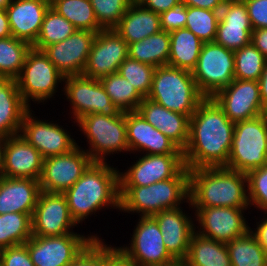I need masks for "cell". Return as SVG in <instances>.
<instances>
[{
    "mask_svg": "<svg viewBox=\"0 0 267 266\" xmlns=\"http://www.w3.org/2000/svg\"><path fill=\"white\" fill-rule=\"evenodd\" d=\"M108 162H93L63 194L77 225L106 208L120 210L119 170Z\"/></svg>",
    "mask_w": 267,
    "mask_h": 266,
    "instance_id": "7a4b0ae2",
    "label": "cell"
},
{
    "mask_svg": "<svg viewBox=\"0 0 267 266\" xmlns=\"http://www.w3.org/2000/svg\"><path fill=\"white\" fill-rule=\"evenodd\" d=\"M3 266H35L25 243L0 250Z\"/></svg>",
    "mask_w": 267,
    "mask_h": 266,
    "instance_id": "bcb514c9",
    "label": "cell"
},
{
    "mask_svg": "<svg viewBox=\"0 0 267 266\" xmlns=\"http://www.w3.org/2000/svg\"><path fill=\"white\" fill-rule=\"evenodd\" d=\"M11 3L12 0H0V10H6Z\"/></svg>",
    "mask_w": 267,
    "mask_h": 266,
    "instance_id": "6f0895ef",
    "label": "cell"
},
{
    "mask_svg": "<svg viewBox=\"0 0 267 266\" xmlns=\"http://www.w3.org/2000/svg\"><path fill=\"white\" fill-rule=\"evenodd\" d=\"M95 32L77 29L64 41L48 45L43 52L64 76L83 74Z\"/></svg>",
    "mask_w": 267,
    "mask_h": 266,
    "instance_id": "ffe728a7",
    "label": "cell"
},
{
    "mask_svg": "<svg viewBox=\"0 0 267 266\" xmlns=\"http://www.w3.org/2000/svg\"><path fill=\"white\" fill-rule=\"evenodd\" d=\"M235 123L212 98H205L190 117L189 140L183 151L188 169L225 167Z\"/></svg>",
    "mask_w": 267,
    "mask_h": 266,
    "instance_id": "6da1fadb",
    "label": "cell"
},
{
    "mask_svg": "<svg viewBox=\"0 0 267 266\" xmlns=\"http://www.w3.org/2000/svg\"><path fill=\"white\" fill-rule=\"evenodd\" d=\"M99 235L69 233L61 236H31L25 244L35 266H69Z\"/></svg>",
    "mask_w": 267,
    "mask_h": 266,
    "instance_id": "7c38bea8",
    "label": "cell"
},
{
    "mask_svg": "<svg viewBox=\"0 0 267 266\" xmlns=\"http://www.w3.org/2000/svg\"><path fill=\"white\" fill-rule=\"evenodd\" d=\"M0 266H3V263H2V259H1V257H0Z\"/></svg>",
    "mask_w": 267,
    "mask_h": 266,
    "instance_id": "94428289",
    "label": "cell"
},
{
    "mask_svg": "<svg viewBox=\"0 0 267 266\" xmlns=\"http://www.w3.org/2000/svg\"><path fill=\"white\" fill-rule=\"evenodd\" d=\"M22 99L15 79L0 82V137L18 135L25 113L30 109Z\"/></svg>",
    "mask_w": 267,
    "mask_h": 266,
    "instance_id": "83f0119b",
    "label": "cell"
},
{
    "mask_svg": "<svg viewBox=\"0 0 267 266\" xmlns=\"http://www.w3.org/2000/svg\"><path fill=\"white\" fill-rule=\"evenodd\" d=\"M253 30L267 28V0H243Z\"/></svg>",
    "mask_w": 267,
    "mask_h": 266,
    "instance_id": "7dc6e473",
    "label": "cell"
},
{
    "mask_svg": "<svg viewBox=\"0 0 267 266\" xmlns=\"http://www.w3.org/2000/svg\"><path fill=\"white\" fill-rule=\"evenodd\" d=\"M32 236L53 237L77 233L63 193L40 191L35 210L31 216Z\"/></svg>",
    "mask_w": 267,
    "mask_h": 266,
    "instance_id": "e0dca14e",
    "label": "cell"
},
{
    "mask_svg": "<svg viewBox=\"0 0 267 266\" xmlns=\"http://www.w3.org/2000/svg\"><path fill=\"white\" fill-rule=\"evenodd\" d=\"M98 25L103 30L115 29L126 13L127 0H90Z\"/></svg>",
    "mask_w": 267,
    "mask_h": 266,
    "instance_id": "b9f144b4",
    "label": "cell"
},
{
    "mask_svg": "<svg viewBox=\"0 0 267 266\" xmlns=\"http://www.w3.org/2000/svg\"><path fill=\"white\" fill-rule=\"evenodd\" d=\"M184 262L187 266H232L226 243L196 232L191 237Z\"/></svg>",
    "mask_w": 267,
    "mask_h": 266,
    "instance_id": "f546056e",
    "label": "cell"
},
{
    "mask_svg": "<svg viewBox=\"0 0 267 266\" xmlns=\"http://www.w3.org/2000/svg\"><path fill=\"white\" fill-rule=\"evenodd\" d=\"M23 101L30 107L31 100L36 104L47 102L58 92L64 76L49 60L43 50L31 48L25 58L19 76L15 79ZM30 104V105H29Z\"/></svg>",
    "mask_w": 267,
    "mask_h": 266,
    "instance_id": "ba28073f",
    "label": "cell"
},
{
    "mask_svg": "<svg viewBox=\"0 0 267 266\" xmlns=\"http://www.w3.org/2000/svg\"><path fill=\"white\" fill-rule=\"evenodd\" d=\"M220 11L187 6L185 28L193 32L202 42H214Z\"/></svg>",
    "mask_w": 267,
    "mask_h": 266,
    "instance_id": "f35d334b",
    "label": "cell"
},
{
    "mask_svg": "<svg viewBox=\"0 0 267 266\" xmlns=\"http://www.w3.org/2000/svg\"><path fill=\"white\" fill-rule=\"evenodd\" d=\"M264 214L265 216L261 218L262 220L259 222L256 220V228L252 230L250 227L249 231L267 252V213Z\"/></svg>",
    "mask_w": 267,
    "mask_h": 266,
    "instance_id": "f907efd6",
    "label": "cell"
},
{
    "mask_svg": "<svg viewBox=\"0 0 267 266\" xmlns=\"http://www.w3.org/2000/svg\"><path fill=\"white\" fill-rule=\"evenodd\" d=\"M74 123L87 138L89 149H84L94 162H106L108 155L129 152L126 134V112L118 116L100 113L87 114Z\"/></svg>",
    "mask_w": 267,
    "mask_h": 266,
    "instance_id": "52a82bcc",
    "label": "cell"
},
{
    "mask_svg": "<svg viewBox=\"0 0 267 266\" xmlns=\"http://www.w3.org/2000/svg\"><path fill=\"white\" fill-rule=\"evenodd\" d=\"M253 27L243 0H226L220 10L215 43L237 50L251 43Z\"/></svg>",
    "mask_w": 267,
    "mask_h": 266,
    "instance_id": "44dd1931",
    "label": "cell"
},
{
    "mask_svg": "<svg viewBox=\"0 0 267 266\" xmlns=\"http://www.w3.org/2000/svg\"><path fill=\"white\" fill-rule=\"evenodd\" d=\"M234 70V51L208 42L203 43L192 76L200 93L205 98H212L235 79Z\"/></svg>",
    "mask_w": 267,
    "mask_h": 266,
    "instance_id": "9c48e42d",
    "label": "cell"
},
{
    "mask_svg": "<svg viewBox=\"0 0 267 266\" xmlns=\"http://www.w3.org/2000/svg\"><path fill=\"white\" fill-rule=\"evenodd\" d=\"M42 1H45L48 4L52 5L56 0H42Z\"/></svg>",
    "mask_w": 267,
    "mask_h": 266,
    "instance_id": "91938a15",
    "label": "cell"
},
{
    "mask_svg": "<svg viewBox=\"0 0 267 266\" xmlns=\"http://www.w3.org/2000/svg\"><path fill=\"white\" fill-rule=\"evenodd\" d=\"M50 6L42 0H12L6 9L12 36L32 46Z\"/></svg>",
    "mask_w": 267,
    "mask_h": 266,
    "instance_id": "d4e9b609",
    "label": "cell"
},
{
    "mask_svg": "<svg viewBox=\"0 0 267 266\" xmlns=\"http://www.w3.org/2000/svg\"><path fill=\"white\" fill-rule=\"evenodd\" d=\"M267 165V114L235 123L225 168L248 173Z\"/></svg>",
    "mask_w": 267,
    "mask_h": 266,
    "instance_id": "8992f818",
    "label": "cell"
},
{
    "mask_svg": "<svg viewBox=\"0 0 267 266\" xmlns=\"http://www.w3.org/2000/svg\"><path fill=\"white\" fill-rule=\"evenodd\" d=\"M136 111L184 151L189 140V116L168 110L148 98H144Z\"/></svg>",
    "mask_w": 267,
    "mask_h": 266,
    "instance_id": "484cf974",
    "label": "cell"
},
{
    "mask_svg": "<svg viewBox=\"0 0 267 266\" xmlns=\"http://www.w3.org/2000/svg\"><path fill=\"white\" fill-rule=\"evenodd\" d=\"M251 43L267 58V28L253 30Z\"/></svg>",
    "mask_w": 267,
    "mask_h": 266,
    "instance_id": "f5cc1de1",
    "label": "cell"
},
{
    "mask_svg": "<svg viewBox=\"0 0 267 266\" xmlns=\"http://www.w3.org/2000/svg\"><path fill=\"white\" fill-rule=\"evenodd\" d=\"M190 207L250 208L247 174L225 167L189 169Z\"/></svg>",
    "mask_w": 267,
    "mask_h": 266,
    "instance_id": "3957f363",
    "label": "cell"
},
{
    "mask_svg": "<svg viewBox=\"0 0 267 266\" xmlns=\"http://www.w3.org/2000/svg\"><path fill=\"white\" fill-rule=\"evenodd\" d=\"M234 58L235 79L258 81L267 58L252 43L235 50Z\"/></svg>",
    "mask_w": 267,
    "mask_h": 266,
    "instance_id": "ab89813d",
    "label": "cell"
},
{
    "mask_svg": "<svg viewBox=\"0 0 267 266\" xmlns=\"http://www.w3.org/2000/svg\"><path fill=\"white\" fill-rule=\"evenodd\" d=\"M117 248L140 266H165L176 261L166 249L162 232L152 216L139 217L129 246Z\"/></svg>",
    "mask_w": 267,
    "mask_h": 266,
    "instance_id": "8fae6325",
    "label": "cell"
},
{
    "mask_svg": "<svg viewBox=\"0 0 267 266\" xmlns=\"http://www.w3.org/2000/svg\"><path fill=\"white\" fill-rule=\"evenodd\" d=\"M203 43L186 28L171 31L168 65L192 72L196 67Z\"/></svg>",
    "mask_w": 267,
    "mask_h": 266,
    "instance_id": "4dcf8cb0",
    "label": "cell"
},
{
    "mask_svg": "<svg viewBox=\"0 0 267 266\" xmlns=\"http://www.w3.org/2000/svg\"><path fill=\"white\" fill-rule=\"evenodd\" d=\"M109 266H140L124 256L114 245H109Z\"/></svg>",
    "mask_w": 267,
    "mask_h": 266,
    "instance_id": "681fc988",
    "label": "cell"
},
{
    "mask_svg": "<svg viewBox=\"0 0 267 266\" xmlns=\"http://www.w3.org/2000/svg\"><path fill=\"white\" fill-rule=\"evenodd\" d=\"M93 162L79 145L69 153L45 158L39 180L40 190L49 193H64Z\"/></svg>",
    "mask_w": 267,
    "mask_h": 266,
    "instance_id": "5bb4252c",
    "label": "cell"
},
{
    "mask_svg": "<svg viewBox=\"0 0 267 266\" xmlns=\"http://www.w3.org/2000/svg\"><path fill=\"white\" fill-rule=\"evenodd\" d=\"M126 134L130 154H183L167 136L137 111L126 112Z\"/></svg>",
    "mask_w": 267,
    "mask_h": 266,
    "instance_id": "603a6c76",
    "label": "cell"
},
{
    "mask_svg": "<svg viewBox=\"0 0 267 266\" xmlns=\"http://www.w3.org/2000/svg\"><path fill=\"white\" fill-rule=\"evenodd\" d=\"M260 97L263 105L267 108V59L264 65V70L258 79Z\"/></svg>",
    "mask_w": 267,
    "mask_h": 266,
    "instance_id": "db71d44e",
    "label": "cell"
},
{
    "mask_svg": "<svg viewBox=\"0 0 267 266\" xmlns=\"http://www.w3.org/2000/svg\"><path fill=\"white\" fill-rule=\"evenodd\" d=\"M232 266H266L267 252L250 233L226 243Z\"/></svg>",
    "mask_w": 267,
    "mask_h": 266,
    "instance_id": "836d02e7",
    "label": "cell"
},
{
    "mask_svg": "<svg viewBox=\"0 0 267 266\" xmlns=\"http://www.w3.org/2000/svg\"><path fill=\"white\" fill-rule=\"evenodd\" d=\"M212 99L231 122L237 123L266 114L260 97L258 81L234 79Z\"/></svg>",
    "mask_w": 267,
    "mask_h": 266,
    "instance_id": "2e32d148",
    "label": "cell"
},
{
    "mask_svg": "<svg viewBox=\"0 0 267 266\" xmlns=\"http://www.w3.org/2000/svg\"><path fill=\"white\" fill-rule=\"evenodd\" d=\"M169 54L170 32L164 30L128 44L129 58L153 67L168 65Z\"/></svg>",
    "mask_w": 267,
    "mask_h": 266,
    "instance_id": "1f68e13d",
    "label": "cell"
},
{
    "mask_svg": "<svg viewBox=\"0 0 267 266\" xmlns=\"http://www.w3.org/2000/svg\"><path fill=\"white\" fill-rule=\"evenodd\" d=\"M226 0H181L186 6L220 11Z\"/></svg>",
    "mask_w": 267,
    "mask_h": 266,
    "instance_id": "816d5d0a",
    "label": "cell"
},
{
    "mask_svg": "<svg viewBox=\"0 0 267 266\" xmlns=\"http://www.w3.org/2000/svg\"><path fill=\"white\" fill-rule=\"evenodd\" d=\"M12 36L6 10H0V38Z\"/></svg>",
    "mask_w": 267,
    "mask_h": 266,
    "instance_id": "11a10c76",
    "label": "cell"
},
{
    "mask_svg": "<svg viewBox=\"0 0 267 266\" xmlns=\"http://www.w3.org/2000/svg\"><path fill=\"white\" fill-rule=\"evenodd\" d=\"M143 7L161 14L179 4L181 0H138Z\"/></svg>",
    "mask_w": 267,
    "mask_h": 266,
    "instance_id": "c3c4849f",
    "label": "cell"
},
{
    "mask_svg": "<svg viewBox=\"0 0 267 266\" xmlns=\"http://www.w3.org/2000/svg\"><path fill=\"white\" fill-rule=\"evenodd\" d=\"M39 180L0 177V215L24 213L32 216L40 193Z\"/></svg>",
    "mask_w": 267,
    "mask_h": 266,
    "instance_id": "4316f807",
    "label": "cell"
},
{
    "mask_svg": "<svg viewBox=\"0 0 267 266\" xmlns=\"http://www.w3.org/2000/svg\"><path fill=\"white\" fill-rule=\"evenodd\" d=\"M76 30L77 28L72 23L50 6L44 16L40 33L32 47L43 50L48 45L64 41Z\"/></svg>",
    "mask_w": 267,
    "mask_h": 266,
    "instance_id": "74e56055",
    "label": "cell"
},
{
    "mask_svg": "<svg viewBox=\"0 0 267 266\" xmlns=\"http://www.w3.org/2000/svg\"><path fill=\"white\" fill-rule=\"evenodd\" d=\"M32 236L30 214L6 213L0 215V250L25 243Z\"/></svg>",
    "mask_w": 267,
    "mask_h": 266,
    "instance_id": "d590c367",
    "label": "cell"
},
{
    "mask_svg": "<svg viewBox=\"0 0 267 266\" xmlns=\"http://www.w3.org/2000/svg\"><path fill=\"white\" fill-rule=\"evenodd\" d=\"M155 69L156 67L127 57L120 64L118 72L123 78L127 79L144 98H147L152 88Z\"/></svg>",
    "mask_w": 267,
    "mask_h": 266,
    "instance_id": "60d3db41",
    "label": "cell"
},
{
    "mask_svg": "<svg viewBox=\"0 0 267 266\" xmlns=\"http://www.w3.org/2000/svg\"><path fill=\"white\" fill-rule=\"evenodd\" d=\"M183 210L182 207L167 209L152 216L162 232L166 249L176 260H184L187 257L196 226L191 215Z\"/></svg>",
    "mask_w": 267,
    "mask_h": 266,
    "instance_id": "cb8c5ba5",
    "label": "cell"
},
{
    "mask_svg": "<svg viewBox=\"0 0 267 266\" xmlns=\"http://www.w3.org/2000/svg\"><path fill=\"white\" fill-rule=\"evenodd\" d=\"M147 98L168 110L189 117L205 99L198 90L191 71L169 65L156 67Z\"/></svg>",
    "mask_w": 267,
    "mask_h": 266,
    "instance_id": "5b68a950",
    "label": "cell"
},
{
    "mask_svg": "<svg viewBox=\"0 0 267 266\" xmlns=\"http://www.w3.org/2000/svg\"><path fill=\"white\" fill-rule=\"evenodd\" d=\"M165 266H187L184 260H176L171 264L165 265Z\"/></svg>",
    "mask_w": 267,
    "mask_h": 266,
    "instance_id": "680465c9",
    "label": "cell"
},
{
    "mask_svg": "<svg viewBox=\"0 0 267 266\" xmlns=\"http://www.w3.org/2000/svg\"><path fill=\"white\" fill-rule=\"evenodd\" d=\"M31 111L30 108L25 113L19 134L35 147L44 159L69 153L78 146L71 133L63 126L53 121L40 120Z\"/></svg>",
    "mask_w": 267,
    "mask_h": 266,
    "instance_id": "9a60e30c",
    "label": "cell"
},
{
    "mask_svg": "<svg viewBox=\"0 0 267 266\" xmlns=\"http://www.w3.org/2000/svg\"><path fill=\"white\" fill-rule=\"evenodd\" d=\"M187 17V6L180 2L171 9L160 14L161 28L171 32L180 28H185Z\"/></svg>",
    "mask_w": 267,
    "mask_h": 266,
    "instance_id": "f6af8a7d",
    "label": "cell"
},
{
    "mask_svg": "<svg viewBox=\"0 0 267 266\" xmlns=\"http://www.w3.org/2000/svg\"><path fill=\"white\" fill-rule=\"evenodd\" d=\"M94 238L69 266H109V244Z\"/></svg>",
    "mask_w": 267,
    "mask_h": 266,
    "instance_id": "ee69618b",
    "label": "cell"
},
{
    "mask_svg": "<svg viewBox=\"0 0 267 266\" xmlns=\"http://www.w3.org/2000/svg\"><path fill=\"white\" fill-rule=\"evenodd\" d=\"M247 181L249 207L267 213V165L249 171Z\"/></svg>",
    "mask_w": 267,
    "mask_h": 266,
    "instance_id": "7bdbcfd3",
    "label": "cell"
},
{
    "mask_svg": "<svg viewBox=\"0 0 267 266\" xmlns=\"http://www.w3.org/2000/svg\"><path fill=\"white\" fill-rule=\"evenodd\" d=\"M44 158L20 134L4 138L3 177L40 180Z\"/></svg>",
    "mask_w": 267,
    "mask_h": 266,
    "instance_id": "7402d4cb",
    "label": "cell"
},
{
    "mask_svg": "<svg viewBox=\"0 0 267 266\" xmlns=\"http://www.w3.org/2000/svg\"><path fill=\"white\" fill-rule=\"evenodd\" d=\"M5 77H3V76H0V82L4 79Z\"/></svg>",
    "mask_w": 267,
    "mask_h": 266,
    "instance_id": "6125c7cd",
    "label": "cell"
},
{
    "mask_svg": "<svg viewBox=\"0 0 267 266\" xmlns=\"http://www.w3.org/2000/svg\"><path fill=\"white\" fill-rule=\"evenodd\" d=\"M127 57L128 44L116 30H100L96 33L82 75L100 80L118 72Z\"/></svg>",
    "mask_w": 267,
    "mask_h": 266,
    "instance_id": "d6986e66",
    "label": "cell"
},
{
    "mask_svg": "<svg viewBox=\"0 0 267 266\" xmlns=\"http://www.w3.org/2000/svg\"><path fill=\"white\" fill-rule=\"evenodd\" d=\"M111 101L122 112L136 111L144 97L138 90L123 78L119 72H115L100 79Z\"/></svg>",
    "mask_w": 267,
    "mask_h": 266,
    "instance_id": "d6a6232c",
    "label": "cell"
},
{
    "mask_svg": "<svg viewBox=\"0 0 267 266\" xmlns=\"http://www.w3.org/2000/svg\"><path fill=\"white\" fill-rule=\"evenodd\" d=\"M32 46L13 36L0 38V76L16 79Z\"/></svg>",
    "mask_w": 267,
    "mask_h": 266,
    "instance_id": "8d00e7d4",
    "label": "cell"
},
{
    "mask_svg": "<svg viewBox=\"0 0 267 266\" xmlns=\"http://www.w3.org/2000/svg\"><path fill=\"white\" fill-rule=\"evenodd\" d=\"M115 30L127 44L138 42L162 30L160 14L138 2L130 3Z\"/></svg>",
    "mask_w": 267,
    "mask_h": 266,
    "instance_id": "f1b7e54d",
    "label": "cell"
},
{
    "mask_svg": "<svg viewBox=\"0 0 267 266\" xmlns=\"http://www.w3.org/2000/svg\"><path fill=\"white\" fill-rule=\"evenodd\" d=\"M51 7L79 30L95 33L103 30L98 25L90 0H56Z\"/></svg>",
    "mask_w": 267,
    "mask_h": 266,
    "instance_id": "e575fe53",
    "label": "cell"
},
{
    "mask_svg": "<svg viewBox=\"0 0 267 266\" xmlns=\"http://www.w3.org/2000/svg\"><path fill=\"white\" fill-rule=\"evenodd\" d=\"M185 167L183 154H143L124 172L120 186H148L175 177Z\"/></svg>",
    "mask_w": 267,
    "mask_h": 266,
    "instance_id": "ac0fdd59",
    "label": "cell"
},
{
    "mask_svg": "<svg viewBox=\"0 0 267 266\" xmlns=\"http://www.w3.org/2000/svg\"><path fill=\"white\" fill-rule=\"evenodd\" d=\"M63 90L70 101V113L77 121L87 114L100 113L105 116H118L122 113L106 93L100 80L84 75L64 77Z\"/></svg>",
    "mask_w": 267,
    "mask_h": 266,
    "instance_id": "30bf717a",
    "label": "cell"
},
{
    "mask_svg": "<svg viewBox=\"0 0 267 266\" xmlns=\"http://www.w3.org/2000/svg\"><path fill=\"white\" fill-rule=\"evenodd\" d=\"M185 202L189 203V169L186 166L168 180L148 186H120L121 213L154 216L163 210L181 207Z\"/></svg>",
    "mask_w": 267,
    "mask_h": 266,
    "instance_id": "277c9868",
    "label": "cell"
},
{
    "mask_svg": "<svg viewBox=\"0 0 267 266\" xmlns=\"http://www.w3.org/2000/svg\"><path fill=\"white\" fill-rule=\"evenodd\" d=\"M4 138L0 137V177L3 173Z\"/></svg>",
    "mask_w": 267,
    "mask_h": 266,
    "instance_id": "9f6ffc18",
    "label": "cell"
},
{
    "mask_svg": "<svg viewBox=\"0 0 267 266\" xmlns=\"http://www.w3.org/2000/svg\"><path fill=\"white\" fill-rule=\"evenodd\" d=\"M195 212L194 221L198 222L195 232L215 241L227 243L249 232L245 218L248 208L234 207H191Z\"/></svg>",
    "mask_w": 267,
    "mask_h": 266,
    "instance_id": "4fadbf2b",
    "label": "cell"
}]
</instances>
